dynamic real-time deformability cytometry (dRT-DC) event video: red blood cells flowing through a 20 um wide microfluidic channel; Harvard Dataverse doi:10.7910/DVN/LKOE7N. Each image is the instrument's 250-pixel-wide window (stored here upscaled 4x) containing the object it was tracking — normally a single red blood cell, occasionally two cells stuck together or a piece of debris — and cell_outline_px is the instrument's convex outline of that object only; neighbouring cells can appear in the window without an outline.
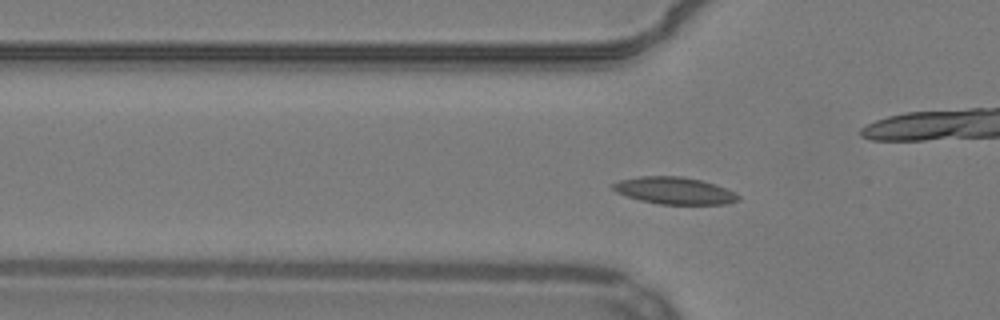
{"species": "common noctule bat (a hibernating species)", "species_latin": "Nyctalus noctula", "temperature_condition": "warm", "stored_images_in_passage": 47, "camera_frame_rate_fps": 3000, "um_per_image_px": 0.085, "animal": {"sex": "male", "body_mass_g": 19.2, "forearm_length_mm": 51.8}, "frame": {"image": 1, "passage_image": 14, "time_ms": 4.333, "image_size_px": [1000, 320], "cell_outline_px": [[740, 200], [724, 204], [660, 204], [640, 200], [616, 192], [612, 188], [612, 184], [620, 180], [640, 176], [680, 176], [700, 180], [716, 184], [740, 196]], "centroid_in_image_um": [57.31, 16.2], "position_along_channel_um": 68.5, "area_um2": 19.54}}
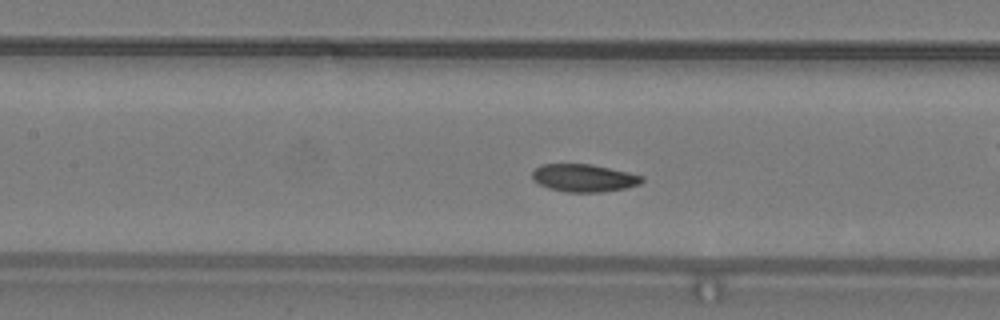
{"frame": {"image": 2, "passage_image": 21, "time_ms": 6.667, "image_size_px": [1000, 320], "cell_outline_px": [[644, 180], [640, 184], [624, 188], [600, 192], [564, 192], [548, 188], [532, 180], [532, 172], [540, 164], [592, 164], [628, 172], [644, 176]], "centroid_in_image_um": [49.62, 15.12], "position_along_channel_um": 157.8, "area_um2": 17.74}}
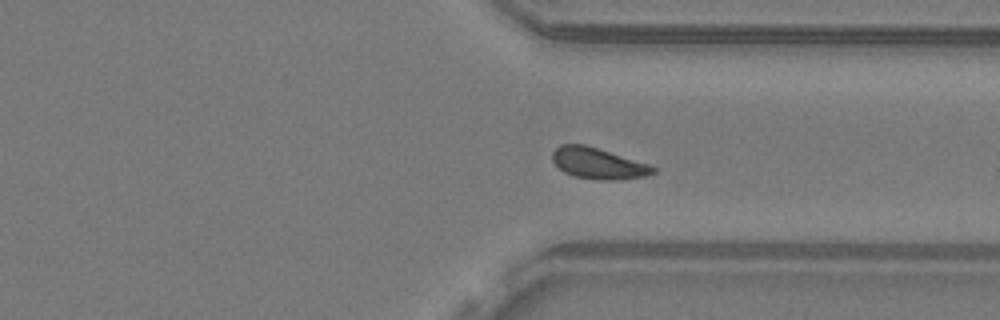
{"frame": {"image": 3, "passage_image": 37, "time_ms": 12.0, "image_size_px": [1000, 320], "cell_outline_px": [[656, 172], [648, 176], [612, 180], [600, 180], [572, 176], [564, 172], [552, 160], [552, 152], [560, 144], [584, 144], [648, 164], [656, 168]], "centroid_in_image_um": [50.83, 13.89], "position_along_channel_um": 360.6, "area_um2": 18.09}, "authors_computed_cell_mechanics": {"area_um2": 17.8024, "velocity_mm_per_s": 3.8078, "shape_relaxation_time_tau1_ms": 2.6207, "shape_relaxation_time_tau2_ms": 2.3325, "deformation_change_tau1": 0.1061, "deformation_change_tau2": 0.0856}}